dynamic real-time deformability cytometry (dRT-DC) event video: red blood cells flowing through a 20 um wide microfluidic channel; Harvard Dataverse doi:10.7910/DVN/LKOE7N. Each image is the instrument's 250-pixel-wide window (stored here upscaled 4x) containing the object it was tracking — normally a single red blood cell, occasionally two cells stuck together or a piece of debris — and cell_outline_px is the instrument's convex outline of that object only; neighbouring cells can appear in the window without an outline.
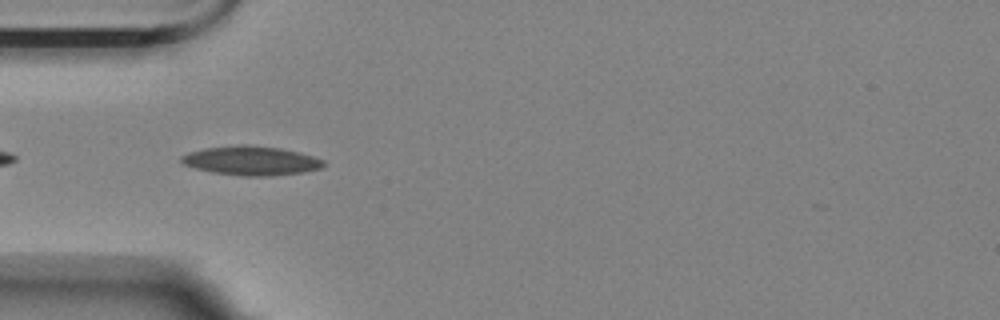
{"species": "Egyptian fruit bat (a non-hibernating species)", "species_latin": "Rousettus aegyptiacus", "temperature_condition": "room temperature", "stored_images_in_passage": 17, "camera_frame_rate_fps": 3000, "um_per_image_px": 0.085, "animal": {"sex": "female"}, "frame": {"image": 1, "passage_image": 3, "time_ms": 0.667, "image_size_px": [1000, 320], "cell_outline_px": [[324, 164], [320, 168], [300, 172], [272, 176], [244, 176], [212, 172], [196, 168], [184, 164], [180, 160], [180, 156], [188, 152], [204, 148], [236, 144], [248, 144], [280, 148], [300, 152], [324, 160]], "centroid_in_image_um": [21.31, 13.64], "position_along_channel_um": 63.7, "area_um2": 24.16}}
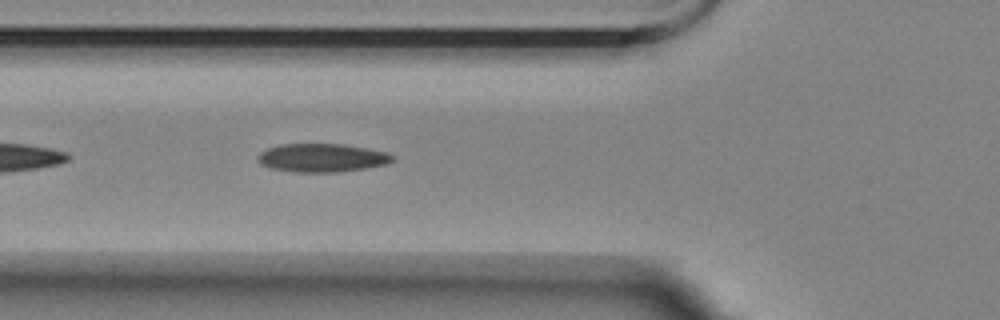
{"frame": {"image": 2, "passage_image": 6, "time_ms": 1.667, "image_size_px": [1000, 320], "cell_outline_px": [[396, 160], [384, 164], [364, 168], [336, 172], [296, 172], [272, 168], [260, 164], [256, 156], [260, 152], [268, 148], [280, 144], [344, 144], [388, 152], [396, 156]], "centroid_in_image_um": [27.38, 13.4], "position_along_channel_um": 98.4, "area_um2": 22.31}}
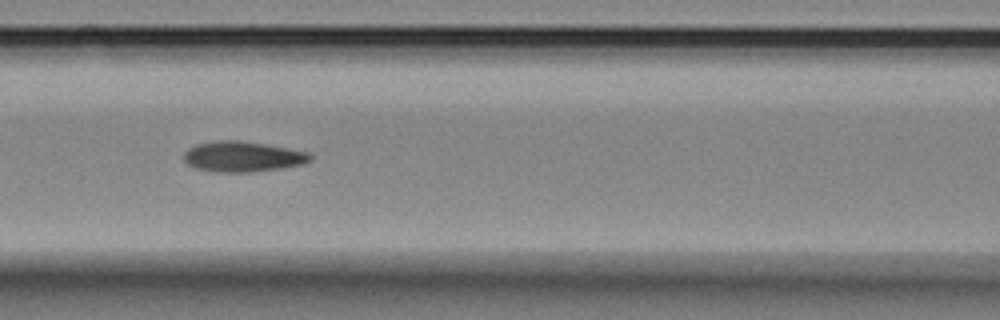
{"frame": {"image": 3, "passage_image": 10, "time_ms": 3.0, "image_size_px": [1000, 320], "cell_outline_px": [[312, 160], [304, 164], [280, 168], [252, 172], [220, 172], [196, 168], [188, 164], [184, 160], [184, 152], [188, 148], [196, 144], [216, 140], [244, 140], [268, 144], [308, 152], [312, 156]], "centroid_in_image_um": [20.64, 13.29], "position_along_channel_um": 146.0, "area_um2": 22.6}}